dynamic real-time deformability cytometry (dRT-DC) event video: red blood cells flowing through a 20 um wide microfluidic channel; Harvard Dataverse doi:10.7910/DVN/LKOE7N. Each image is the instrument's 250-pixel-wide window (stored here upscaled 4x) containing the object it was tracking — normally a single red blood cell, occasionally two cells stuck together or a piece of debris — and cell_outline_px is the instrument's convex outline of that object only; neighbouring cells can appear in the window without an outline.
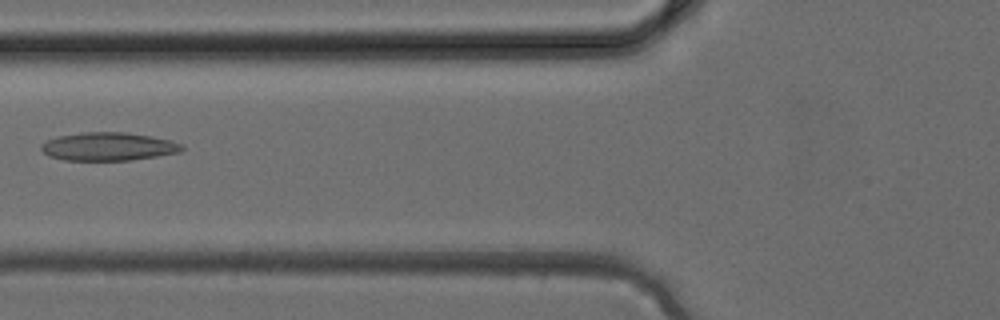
{"species": "common noctule bat (a hibernating species)", "species_latin": "Nyctalus noctula", "temperature_condition": "cold", "stored_images_in_passage": 28, "camera_frame_rate_fps": 3000, "um_per_image_px": 0.085, "animal": {"sex": "female", "body_mass_g": 24.6, "forearm_length_mm": 56.2}, "frame": {"image": 1, "passage_image": 5, "time_ms": 1.333, "image_size_px": [1000, 320], "cell_outline_px": [[184, 148], [180, 152], [156, 156], [128, 160], [64, 160], [48, 156], [40, 148], [40, 144], [56, 136], [84, 132], [128, 132], [152, 136], [172, 140], [184, 144]], "centroid_in_image_um": [9.22, 12.44], "position_along_channel_um": 116.6, "area_um2": 23.29}}
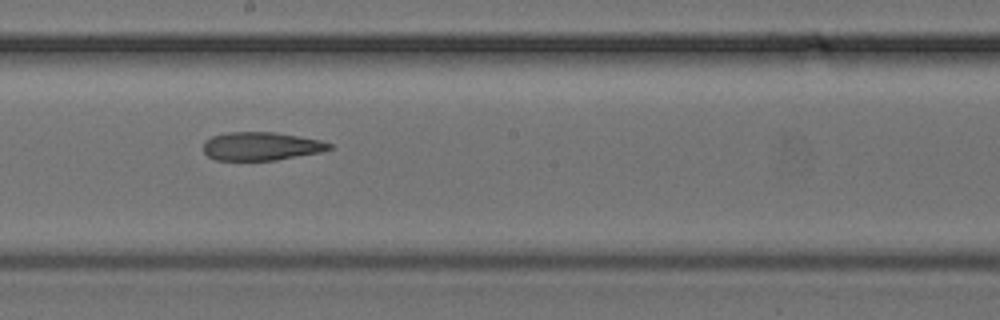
{"frame": {"image": 2, "passage_image": 11, "time_ms": 3.333, "image_size_px": [1000, 320], "cell_outline_px": [[332, 148], [320, 152], [276, 160], [216, 160], [208, 156], [204, 152], [204, 140], [212, 136], [228, 132], [272, 132], [320, 140], [332, 144]], "centroid_in_image_um": [22.17, 12.43], "position_along_channel_um": 226.0, "area_um2": 20.63}}
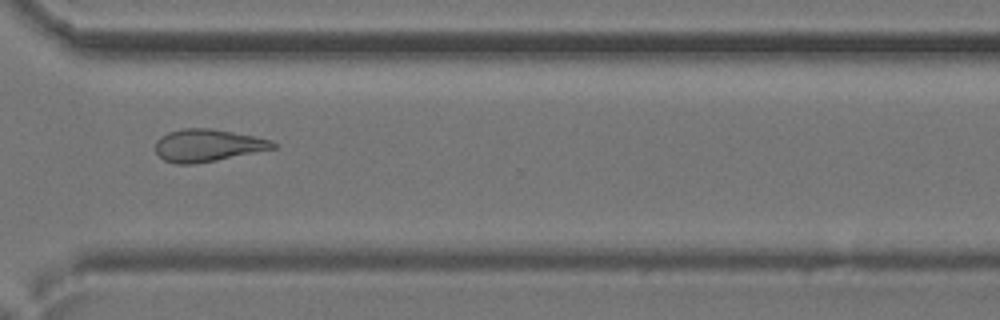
{"frame": {"image": 3, "passage_image": 18, "time_ms": 5.667, "image_size_px": [1000, 320], "cell_outline_px": [[280, 144], [276, 148], [216, 160], [192, 164], [176, 164], [164, 160], [156, 152], [156, 140], [160, 136], [168, 132], [180, 128], [212, 128], [272, 140]], "centroid_in_image_um": [17.65, 12.35], "position_along_channel_um": 353.0, "area_um2": 22.2}}